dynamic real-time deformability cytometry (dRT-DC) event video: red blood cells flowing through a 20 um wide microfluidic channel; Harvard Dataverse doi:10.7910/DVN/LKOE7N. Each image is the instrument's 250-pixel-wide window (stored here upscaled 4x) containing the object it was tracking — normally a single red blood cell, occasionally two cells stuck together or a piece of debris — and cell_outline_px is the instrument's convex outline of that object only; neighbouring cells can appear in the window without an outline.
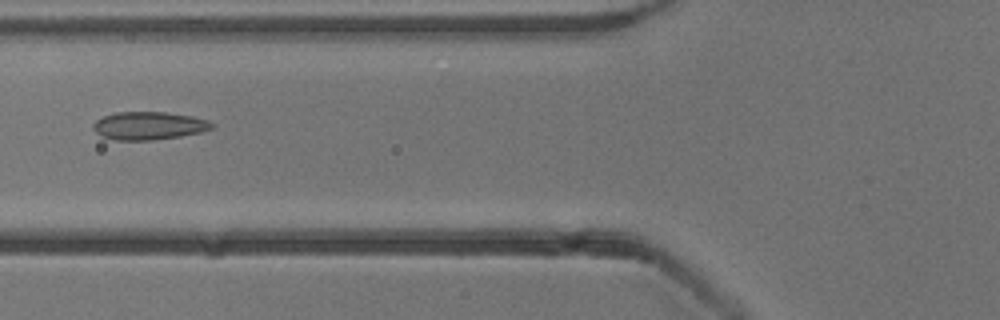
{"species": "common noctule bat (a hibernating species)", "species_latin": "Nyctalus noctula", "temperature_condition": "cold", "stored_images_in_passage": 53, "camera_frame_rate_fps": 3000, "um_per_image_px": 0.085, "animal": {"sex": "male", "body_mass_g": 13.3}, "frame": {"image": 1, "passage_image": 21, "time_ms": 6.667, "image_size_px": [1000, 320], "cell_outline_px": [[216, 124], [212, 128], [200, 132], [180, 136], [152, 140], [116, 140], [100, 136], [92, 128], [92, 124], [96, 120], [104, 116], [116, 112], [164, 112], [192, 116], [208, 120]], "centroid_in_image_um": [12.63, 10.68], "position_along_channel_um": 113.2, "area_um2": 19.36}}
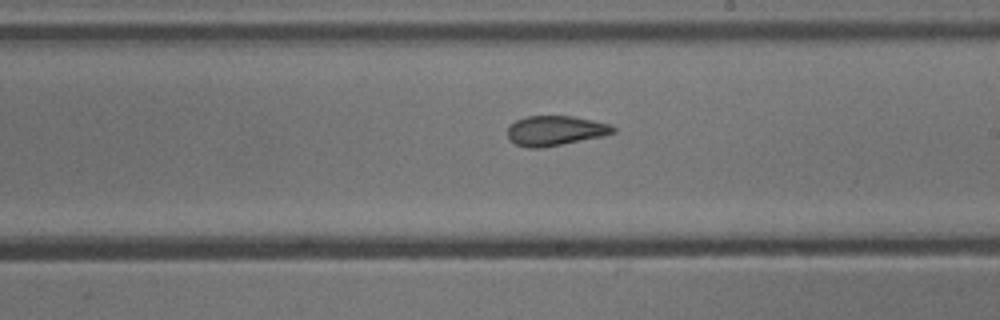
{"frame": {"image": 2, "passage_image": 31, "time_ms": 10.0, "image_size_px": [1000, 320], "cell_outline_px": [[616, 132], [600, 136], [540, 148], [528, 148], [516, 144], [508, 140], [508, 128], [516, 120], [528, 116], [572, 116], [592, 120], [608, 124], [616, 128]], "centroid_in_image_um": [47.16, 11.1], "position_along_channel_um": 241.8, "area_um2": 18.03}}
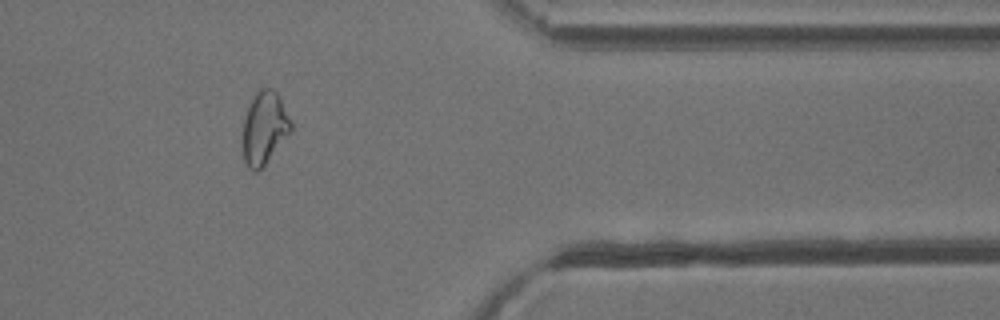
{"frame": {"image": 3, "passage_image": 44, "time_ms": 14.333, "image_size_px": [1000, 320], "cell_outline_px": [[292, 132], [264, 164], [256, 172], [248, 168], [244, 160], [244, 116], [252, 96], [260, 88], [272, 88], [276, 92], [292, 124]], "centroid_in_image_um": [22.47, 10.86], "position_along_channel_um": 388.9, "area_um2": 20.06}, "authors_computed_cell_mechanics": {"area_um2": 20.1722, "velocity_mm_per_s": 3.8557, "shape_relaxation_time_tau1_ms": null, "shape_relaxation_time_tau2_ms": 1.4626, "deformation_change_tau1": null, "deformation_change_tau2": 0.0847}}